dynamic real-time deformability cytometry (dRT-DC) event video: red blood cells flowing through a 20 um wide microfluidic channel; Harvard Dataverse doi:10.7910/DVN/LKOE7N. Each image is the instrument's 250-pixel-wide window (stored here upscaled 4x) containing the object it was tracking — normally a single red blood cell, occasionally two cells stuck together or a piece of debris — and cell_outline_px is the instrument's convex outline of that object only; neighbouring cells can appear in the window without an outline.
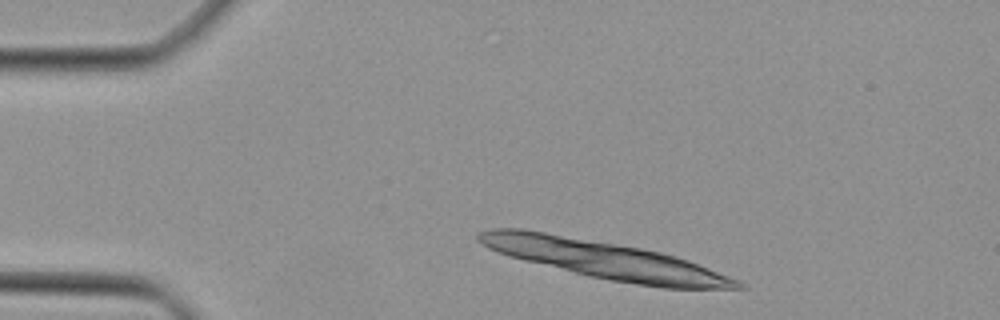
{"species": "Egyptian fruit bat (a non-hibernating species)", "species_latin": "Rousettus aegyptiacus", "temperature_condition": "cold", "stored_images_in_passage": 8, "segment_of_instrument_passage": [1, 2], "camera_frame_rate_fps": 3000, "um_per_image_px": 0.085, "animal": {"sex": "female"}, "frame": {"image": 1, "passage_image": 3, "time_ms": 0.667, "image_size_px": [1000, 320], "cell_outline_px": [[708, 276], [700, 288], [688, 288], [648, 284], [600, 276], [520, 256], [540, 236], [548, 236], [628, 248], [652, 252], [668, 256], [692, 264], [708, 272]], "centroid_in_image_um": [52.42, 22.31], "position_along_channel_um": 32.6, "area_um2": 36.93}}